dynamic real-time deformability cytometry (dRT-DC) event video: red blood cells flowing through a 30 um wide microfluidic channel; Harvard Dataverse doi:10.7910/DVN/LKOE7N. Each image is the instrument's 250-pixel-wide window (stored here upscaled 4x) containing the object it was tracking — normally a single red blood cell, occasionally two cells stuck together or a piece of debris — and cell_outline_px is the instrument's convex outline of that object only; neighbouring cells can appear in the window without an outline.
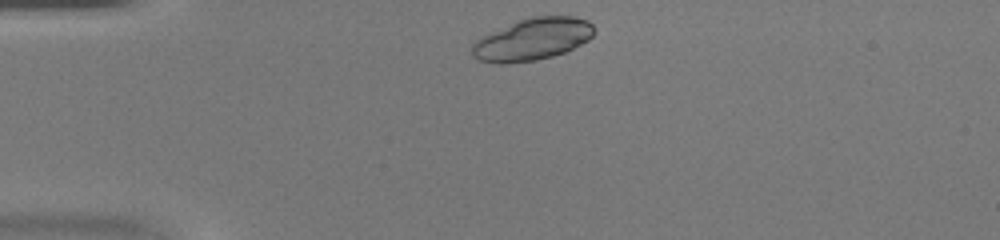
{"species": "common noctule bat (a hibernating species)", "species_latin": "Nyctalus noctula", "temperature_condition": "warm", "stored_images_in_passage": 38, "camera_frame_rate_fps": 3000, "um_per_image_px": 0.085, "animal": {"sex": "female", "body_mass_g": 20.0, "forearm_length_mm": 54.0}, "frame": {"image": 1, "passage_image": 1, "time_ms": 0.0, "image_size_px": [1000, 240], "cell_outline_px": [[596, 32], [588, 40], [564, 52], [552, 56], [536, 60], [508, 64], [496, 64], [476, 60], [472, 56], [472, 44], [480, 36], [520, 20], [532, 16], [572, 16], [588, 20], [596, 28]], "centroid_in_image_um": [45.24, 3.35], "position_along_channel_um": 39.8, "area_um2": 30.11}}